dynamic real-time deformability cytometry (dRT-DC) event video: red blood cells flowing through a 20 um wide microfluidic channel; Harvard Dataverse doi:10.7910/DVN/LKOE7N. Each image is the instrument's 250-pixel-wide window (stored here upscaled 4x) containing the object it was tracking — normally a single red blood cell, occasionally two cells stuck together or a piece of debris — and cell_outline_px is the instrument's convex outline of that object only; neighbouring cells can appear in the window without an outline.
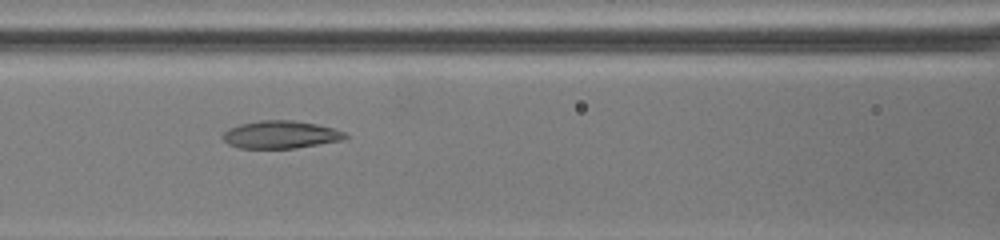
{"species": "common noctule bat (a hibernating species)", "species_latin": "Nyctalus noctula", "temperature_condition": "warm", "stored_images_in_passage": 23, "camera_frame_rate_fps": 3000, "um_per_image_px": 0.085, "animal": {"sex": "female", "body_mass_g": 19.5, "forearm_length_mm": 54.1}, "frame": {"image": 1, "passage_image": 8, "time_ms": 6.333, "image_size_px": [1000, 240], "cell_outline_px": [[348, 136], [340, 140], [296, 148], [240, 148], [228, 144], [220, 136], [228, 128], [240, 124], [260, 120], [296, 120], [316, 124], [332, 128], [344, 132]], "centroid_in_image_um": [23.8, 11.43], "position_along_channel_um": 142.8, "area_um2": 19.65}}
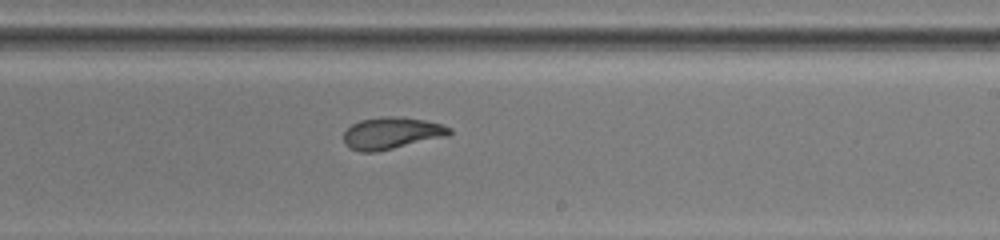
{"frame": {"image": 2, "passage_image": 13, "time_ms": 10.333, "image_size_px": [1000, 240], "cell_outline_px": [[452, 132], [448, 136], [376, 152], [360, 152], [352, 148], [344, 140], [344, 132], [352, 124], [360, 120], [380, 116], [396, 116], [424, 120], [440, 124], [452, 128]], "centroid_in_image_um": [33.3, 11.31], "position_along_channel_um": 255.7, "area_um2": 19.54}}
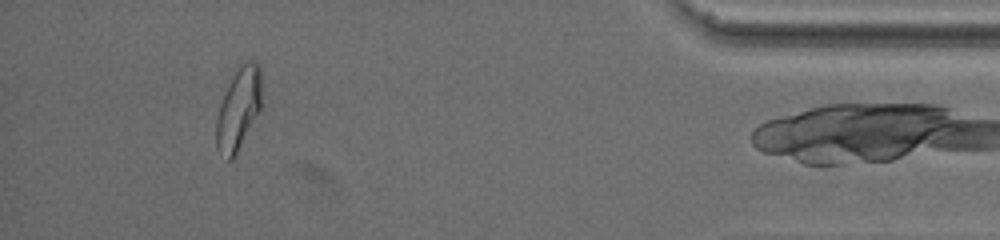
{"frame": {"image": 3, "passage_image": 21, "time_ms": 17.667, "image_size_px": [1000, 240], "cell_outline_px": [[264, 104], [232, 160], [228, 160], [216, 148], [216, 120], [220, 104], [224, 92], [228, 84], [236, 72], [248, 60], [252, 60], [260, 68]], "centroid_in_image_um": [20.31, 9.25], "position_along_channel_um": 414.9, "area_um2": 21.73}}